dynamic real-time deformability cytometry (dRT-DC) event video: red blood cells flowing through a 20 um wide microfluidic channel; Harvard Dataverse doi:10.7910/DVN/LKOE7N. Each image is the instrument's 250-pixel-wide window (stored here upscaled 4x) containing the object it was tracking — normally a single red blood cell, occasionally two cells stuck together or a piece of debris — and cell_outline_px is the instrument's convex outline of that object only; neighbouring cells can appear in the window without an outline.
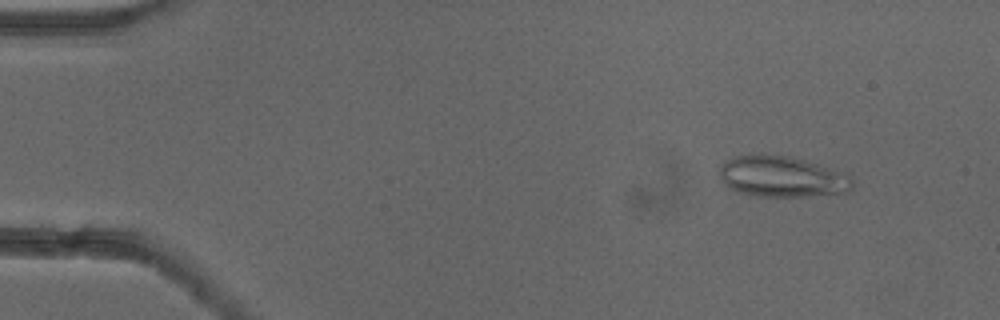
{"species": "common noctule bat (a hibernating species)", "species_latin": "Nyctalus noctula", "temperature_condition": "cold", "stored_images_in_passage": 53, "camera_frame_rate_fps": 3000, "um_per_image_px": 0.085, "animal": {"sex": "female"}, "frame": {"image": 1, "passage_image": 6, "time_ms": 1.667, "image_size_px": [1000, 320], "cell_outline_px": [[852, 188], [848, 192], [800, 196], [756, 196], [736, 192], [724, 184], [720, 176], [720, 164], [736, 156], [788, 156], [852, 172]], "centroid_in_image_um": [66.55, 15.03], "position_along_channel_um": 18.5, "area_um2": 31.67}}
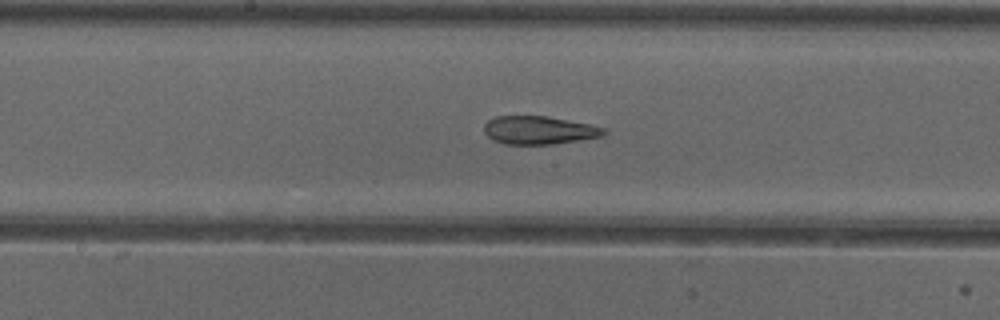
{"frame": {"image": 2, "passage_image": 28, "time_ms": 9.0, "image_size_px": [1000, 320], "cell_outline_px": [[608, 132], [600, 136], [552, 144], [504, 144], [492, 140], [484, 132], [484, 124], [488, 120], [496, 116], [544, 116], [588, 124], [608, 128]], "centroid_in_image_um": [45.78, 11.06], "position_along_channel_um": 202.4, "area_um2": 19.48}}
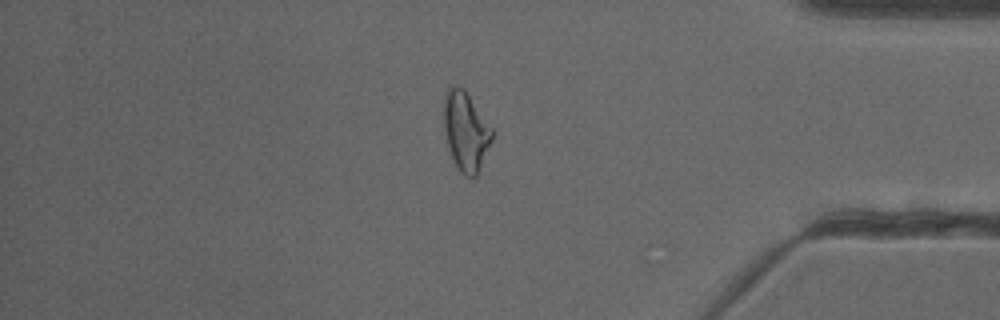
{"frame": {"image": 3, "passage_image": 45, "time_ms": 14.667, "image_size_px": [1000, 320], "cell_outline_px": [[492, 140], [476, 176], [472, 180], [464, 176], [460, 172], [448, 148], [440, 112], [444, 92], [448, 84], [456, 84], [464, 88], [492, 128]], "centroid_in_image_um": [39.52, 11.07], "position_along_channel_um": 395.7, "area_um2": 22.95}, "authors_computed_cell_mechanics": {"area_um2": 23.0044, "velocity_mm_per_s": 3.9098, "shape_relaxation_time_tau1_ms": null, "shape_relaxation_time_tau2_ms": 3.1745, "deformation_change_tau1": null, "deformation_change_tau2": 0.1156}}